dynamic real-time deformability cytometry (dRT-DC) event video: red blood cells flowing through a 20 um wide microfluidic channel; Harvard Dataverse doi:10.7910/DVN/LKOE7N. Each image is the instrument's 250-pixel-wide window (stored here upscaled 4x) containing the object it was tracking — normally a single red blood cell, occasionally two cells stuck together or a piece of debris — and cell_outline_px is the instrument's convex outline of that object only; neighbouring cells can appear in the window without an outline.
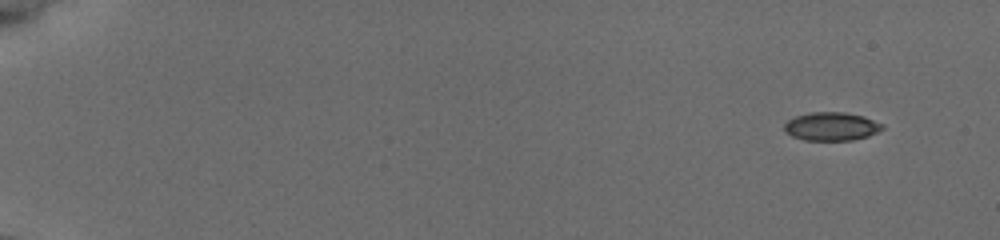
{"species": "common noctule bat (a hibernating species)", "species_latin": "Nyctalus noctula", "temperature_condition": "cold", "stored_images_in_passage": 53, "camera_frame_rate_fps": 3000, "um_per_image_px": 0.085, "animal": {"sex": "female", "body_mass_g": 19.5, "forearm_length_mm": 54.1}, "frame": {"image": 1, "passage_image": 1, "time_ms": 0.0, "image_size_px": [1000, 240], "cell_outline_px": [[884, 128], [868, 136], [852, 140], [804, 140], [792, 136], [784, 132], [784, 124], [788, 120], [796, 116], [808, 112], [844, 112], [864, 116], [884, 124]], "centroid_in_image_um": [70.66, 10.74], "position_along_channel_um": 14.3, "area_um2": 16.3}}
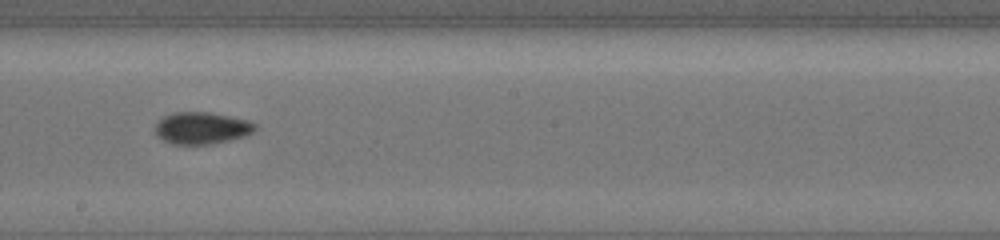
{"frame": {"image": 2, "passage_image": 31, "time_ms": 10.0, "image_size_px": [1000, 240], "cell_outline_px": [[256, 128], [252, 132], [244, 136], [212, 144], [172, 144], [156, 136], [156, 124], [164, 116], [172, 112], [208, 112], [248, 120], [256, 124]], "centroid_in_image_um": [17.13, 10.88], "position_along_channel_um": 231.1, "area_um2": 18.44}}
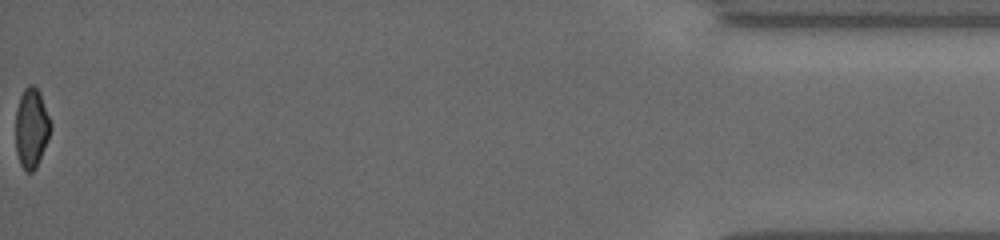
{"frame": {"image": 3, "passage_image": 53, "time_ms": 17.333, "image_size_px": [1000, 240], "cell_outline_px": [[52, 128], [36, 168], [32, 172], [24, 172], [20, 164], [16, 152], [16, 108], [20, 96], [24, 88], [28, 84], [32, 84], [40, 92], [52, 124]], "centroid_in_image_um": [2.67, 10.87], "position_along_channel_um": 432.5, "area_um2": 16.42}, "authors_computed_cell_mechanics": {"area_um2": 16.9354, "velocity_mm_per_s": 3.847, "shape_relaxation_time_tau1_ms": 4.4247, "shape_relaxation_time_tau2_ms": null, "deformation_change_tau1": 0.1086, "deformation_change_tau2": null}}